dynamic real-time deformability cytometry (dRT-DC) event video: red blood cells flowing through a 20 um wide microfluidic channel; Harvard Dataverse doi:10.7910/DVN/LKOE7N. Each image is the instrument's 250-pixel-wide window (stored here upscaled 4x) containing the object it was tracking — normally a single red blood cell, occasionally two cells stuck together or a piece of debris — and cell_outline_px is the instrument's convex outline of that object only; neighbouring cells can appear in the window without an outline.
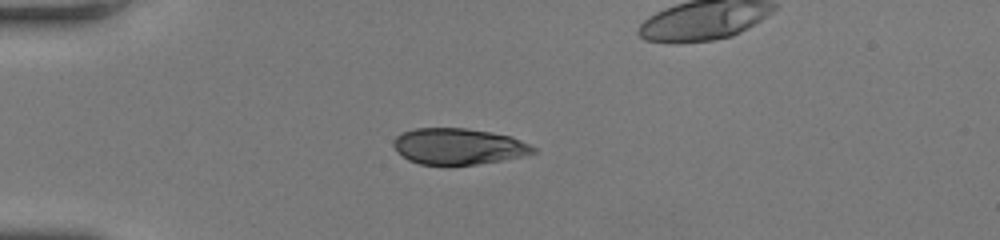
{"species": "human", "species_latin": "Homo sapiens", "temperature_condition": "room temperature", "stored_images_in_passage": 33, "camera_frame_rate_fps": 3000, "um_per_image_px": 0.085, "donor": {"sex": "female"}, "frame": {"image": 1, "passage_image": 1, "time_ms": 0.0, "image_size_px": [1000, 240], "cell_outline_px": [[536, 152], [520, 156], [500, 160], [476, 164], [420, 164], [408, 160], [396, 152], [392, 144], [392, 140], [400, 132], [416, 128], [464, 128], [512, 136], [536, 148]], "centroid_in_image_um": [38.89, 12.43], "position_along_channel_um": 46.1, "area_um2": 29.25}}
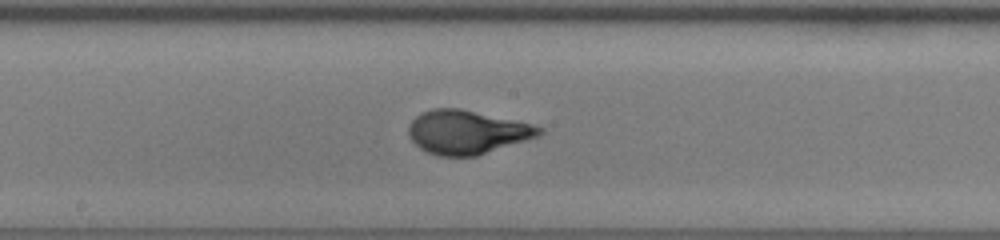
{"frame": {"image": 2, "passage_image": 15, "time_ms": 4.667, "image_size_px": [1000, 240], "cell_outline_px": [[544, 132], [540, 136], [476, 156], [436, 156], [420, 148], [408, 136], [408, 124], [416, 116], [432, 108], [460, 108], [532, 124], [544, 128]], "centroid_in_image_um": [39.7, 11.23], "position_along_channel_um": 208.5, "area_um2": 33.35}}
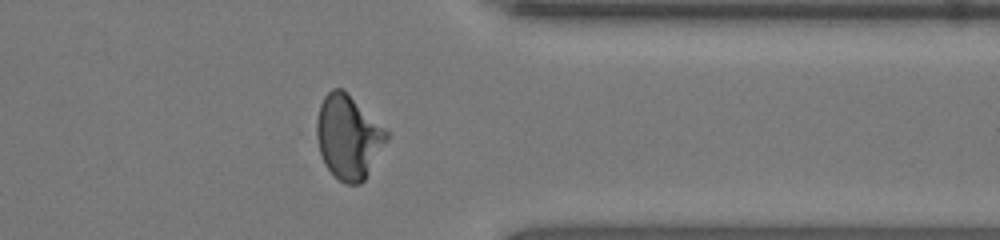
{"frame": {"image": 3, "passage_image": 28, "time_ms": 9.0, "image_size_px": [1000, 240], "cell_outline_px": [[392, 136], [364, 180], [360, 184], [344, 184], [324, 164], [320, 152], [316, 136], [316, 120], [320, 104], [324, 96], [332, 88], [340, 88], [388, 132]], "centroid_in_image_um": [29.61, 11.68], "position_along_channel_um": 381.8, "area_um2": 33.81}}